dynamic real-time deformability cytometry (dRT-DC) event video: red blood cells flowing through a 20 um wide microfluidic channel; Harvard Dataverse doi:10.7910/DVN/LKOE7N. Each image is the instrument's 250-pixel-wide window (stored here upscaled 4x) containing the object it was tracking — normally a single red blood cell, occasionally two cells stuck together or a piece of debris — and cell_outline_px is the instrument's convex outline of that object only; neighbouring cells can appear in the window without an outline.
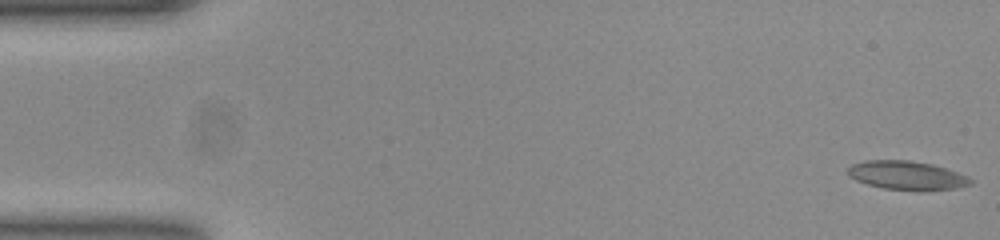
{"species": "common noctule bat (a hibernating species)", "species_latin": "Nyctalus noctula", "temperature_condition": "room temperature", "stored_images_in_passage": 52, "camera_frame_rate_fps": 3000, "um_per_image_px": 0.085, "animal": {"sex": "female", "body_mass_g": 23.0, "forearm_length_mm": 53.4}, "frame": {"image": 1, "passage_image": 1, "time_ms": 0.0, "image_size_px": [1000, 240], "cell_outline_px": [[972, 184], [952, 188], [880, 188], [856, 180], [848, 176], [848, 168], [852, 164], [864, 160], [908, 160], [932, 164], [968, 176], [972, 180]], "centroid_in_image_um": [77.0, 14.86], "position_along_channel_um": 8.0, "area_um2": 19.71}}
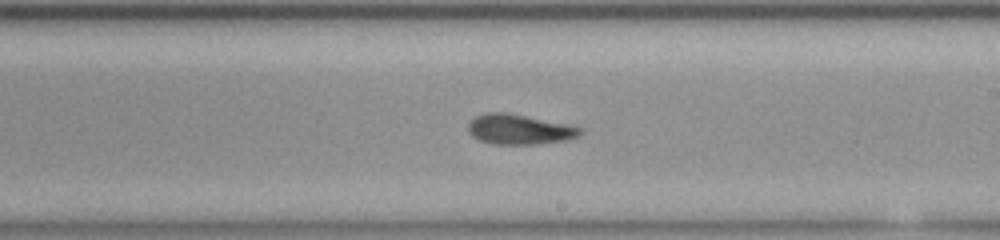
{"frame": {"image": 2, "passage_image": 30, "time_ms": 9.667, "image_size_px": [1000, 240], "cell_outline_px": [[584, 132], [580, 136], [568, 140], [532, 144], [492, 144], [480, 140], [472, 136], [468, 132], [468, 124], [476, 116], [484, 112], [508, 112], [568, 124], [580, 128]], "centroid_in_image_um": [44.15, 10.99], "position_along_channel_um": 244.9, "area_um2": 19.77}}
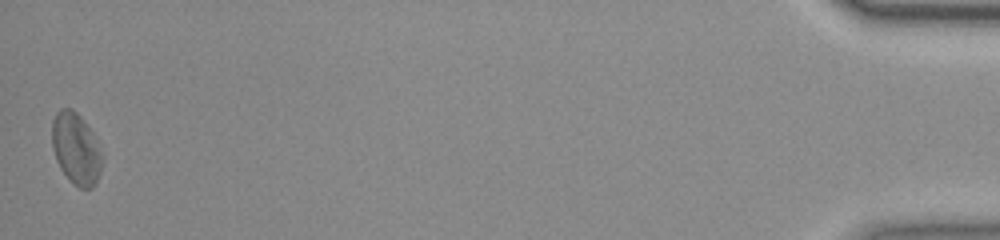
{"frame": {"image": 3, "passage_image": 52, "time_ms": 17.0, "image_size_px": [1000, 240], "cell_outline_px": [[104, 156], [100, 172], [92, 188], [80, 188], [72, 184], [60, 168], [56, 160], [52, 148], [52, 120], [56, 112], [60, 108], [72, 108], [84, 120], [96, 136], [104, 152]], "centroid_in_image_um": [6.48, 12.62], "position_along_channel_um": 428.7, "area_um2": 21.44}, "authors_computed_cell_mechanics": {"area_um2": 19.941, "velocity_mm_per_s": 3.8507, "shape_relaxation_time_tau1_ms": 5.6773, "shape_relaxation_time_tau2_ms": 5.4774, "deformation_change_tau1": 0.1686, "deformation_change_tau2": 0.1588}}